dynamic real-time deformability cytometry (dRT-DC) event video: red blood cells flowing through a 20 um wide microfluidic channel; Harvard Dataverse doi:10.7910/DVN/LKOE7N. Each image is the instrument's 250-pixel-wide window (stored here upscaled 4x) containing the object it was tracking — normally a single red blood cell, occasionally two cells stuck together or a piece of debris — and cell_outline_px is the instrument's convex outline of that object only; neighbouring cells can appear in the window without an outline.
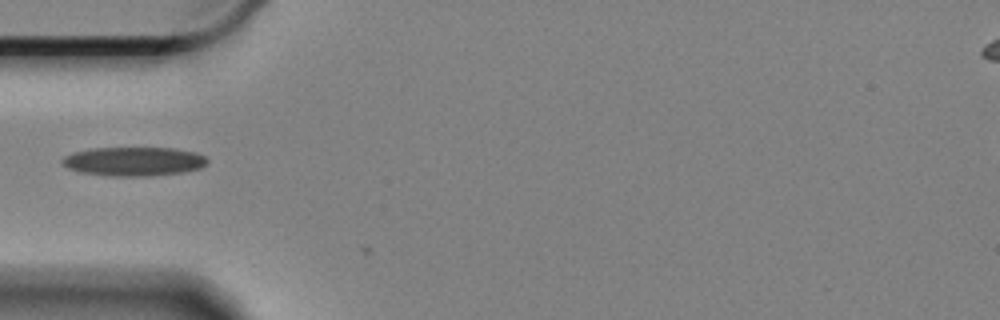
{"species": "Egyptian fruit bat (a non-hibernating species)", "species_latin": "Rousettus aegyptiacus", "temperature_condition": "cold", "stored_images_in_passage": 5, "camera_frame_rate_fps": 3000, "um_per_image_px": 0.085, "animal": {"sex": "female"}, "frame": {"image": 1, "passage_image": 2, "time_ms": 0.333, "image_size_px": [1000, 320], "cell_outline_px": [[208, 160], [200, 168], [180, 172], [152, 176], [108, 176], [80, 172], [68, 168], [60, 160], [64, 156], [72, 152], [92, 148], [176, 148], [196, 152], [204, 156]], "centroid_in_image_um": [11.34, 13.71], "position_along_channel_um": 73.7, "area_um2": 24.51}}